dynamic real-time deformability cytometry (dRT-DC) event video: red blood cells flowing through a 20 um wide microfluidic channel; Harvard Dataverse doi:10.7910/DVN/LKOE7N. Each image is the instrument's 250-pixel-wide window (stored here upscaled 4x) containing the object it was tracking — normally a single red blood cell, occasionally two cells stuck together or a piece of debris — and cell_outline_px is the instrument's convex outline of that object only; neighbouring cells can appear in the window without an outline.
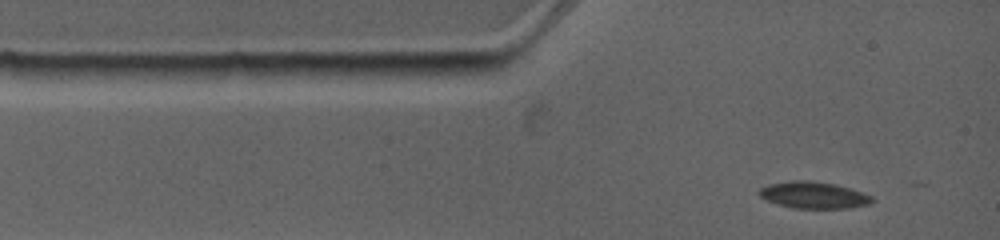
{"species": "common noctule bat (a hibernating species)", "species_latin": "Nyctalus noctula", "temperature_condition": "warm", "stored_images_in_passage": 5, "camera_frame_rate_fps": 4500, "um_per_image_px": 0.085, "animal": {"sex": "female", "body_mass_g": 19.0, "forearm_length_mm": 53.3}, "frame": {"image": 1, "passage_image": 1, "time_ms": 0.0, "image_size_px": [1000, 240], "cell_outline_px": [[876, 200], [868, 204], [848, 208], [792, 208], [768, 200], [760, 196], [756, 192], [760, 188], [768, 184], [792, 180], [808, 180], [836, 184], [872, 196]], "centroid_in_image_um": [69.14, 16.57], "position_along_channel_um": 15.9, "area_um2": 17.46}}
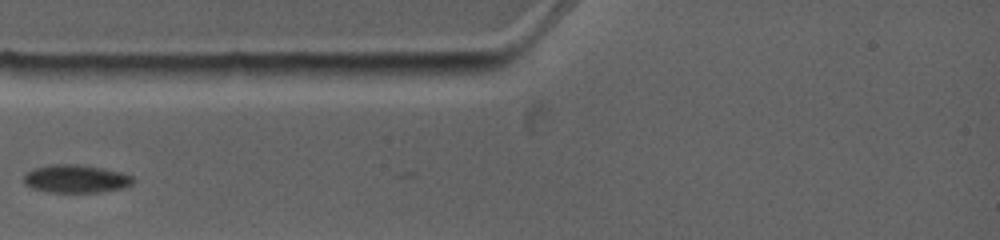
{"frame": {"image": 2, "passage_image": 3, "time_ms": 2.222, "image_size_px": [1000, 240], "cell_outline_px": [[136, 180], [132, 184], [124, 188], [100, 192], [48, 192], [32, 188], [24, 184], [24, 176], [32, 168], [52, 164], [76, 164], [100, 168], [120, 172], [132, 176]], "centroid_in_image_um": [6.45, 15.2], "position_along_channel_um": 78.6, "area_um2": 17.86}}
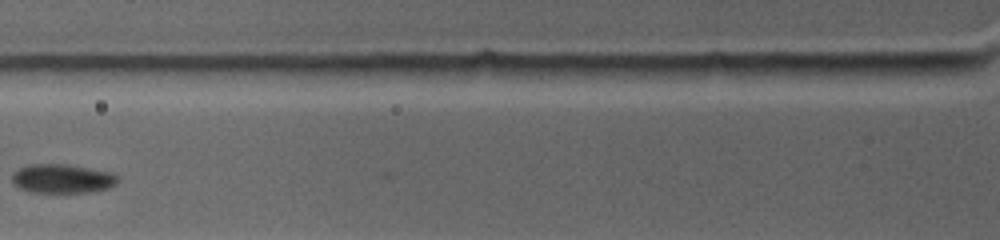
{"frame": {"image": 3, "passage_image": 4, "time_ms": 3.333, "image_size_px": [1000, 240], "cell_outline_px": [[120, 180], [116, 184], [108, 188], [92, 192], [28, 192], [12, 184], [12, 172], [28, 164], [64, 164], [112, 172], [120, 176]], "centroid_in_image_um": [5.3, 15.18], "position_along_channel_um": 120.5, "area_um2": 18.09}}